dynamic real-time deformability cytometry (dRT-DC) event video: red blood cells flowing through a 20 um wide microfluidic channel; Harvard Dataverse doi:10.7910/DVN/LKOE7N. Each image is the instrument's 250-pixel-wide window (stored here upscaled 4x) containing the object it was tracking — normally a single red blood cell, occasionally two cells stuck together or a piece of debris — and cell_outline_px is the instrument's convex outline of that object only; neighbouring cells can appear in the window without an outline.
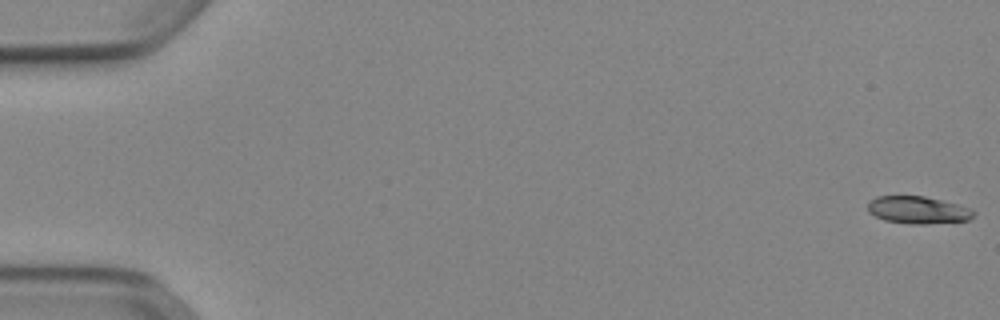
{"species": "Egyptian fruit bat (a non-hibernating species)", "species_latin": "Rousettus aegyptiacus", "temperature_condition": "cold", "stored_images_in_passage": 53, "camera_frame_rate_fps": 3000, "um_per_image_px": 0.085, "animal": {"sex": "female"}, "frame": {"image": 1, "passage_image": 1, "time_ms": 0.0, "image_size_px": [1000, 320], "cell_outline_px": [[976, 212], [968, 220], [924, 224], [908, 224], [884, 220], [868, 212], [868, 204], [876, 196], [924, 196], [956, 204], [968, 208]], "centroid_in_image_um": [77.99, 17.85], "position_along_channel_um": 7.0, "area_um2": 16.65}}
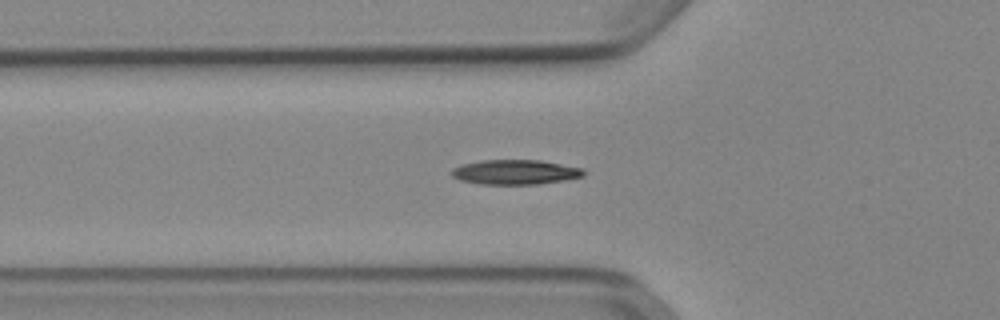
{"frame": {"image": 2, "passage_image": 19, "time_ms": 6.0, "image_size_px": [1000, 320], "cell_outline_px": [[584, 176], [564, 180], [536, 184], [480, 184], [460, 180], [452, 176], [452, 168], [464, 164], [480, 160], [540, 160], [584, 168]], "centroid_in_image_um": [43.8, 14.62], "position_along_channel_um": 82.0, "area_um2": 18.96}}
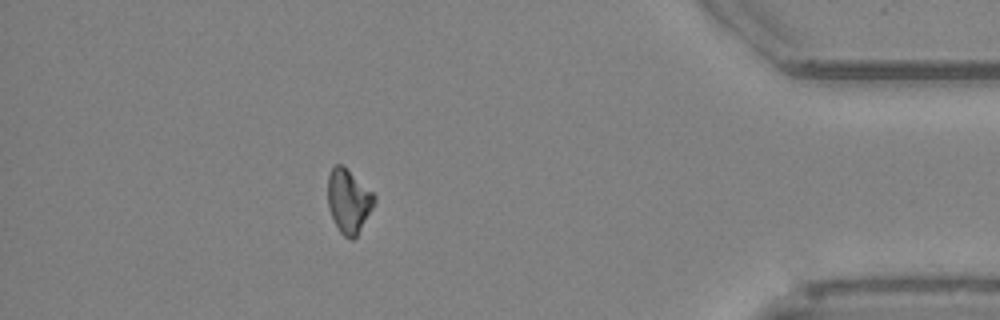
{"frame": {"image": 3, "passage_image": 47, "time_ms": 15.333, "image_size_px": [1000, 320], "cell_outline_px": [[376, 200], [372, 208], [356, 236], [352, 240], [344, 236], [340, 232], [328, 208], [328, 176], [332, 168], [336, 164], [344, 164], [376, 196]], "centroid_in_image_um": [29.62, 17.05], "position_along_channel_um": 405.6, "area_um2": 17.17}, "authors_computed_cell_mechanics": {"area_um2": 17.6868, "velocity_mm_per_s": 3.922, "shape_relaxation_time_tau1_ms": 5.8719, "shape_relaxation_time_tau2_ms": null, "deformation_change_tau1": 0.1243, "deformation_change_tau2": null}}